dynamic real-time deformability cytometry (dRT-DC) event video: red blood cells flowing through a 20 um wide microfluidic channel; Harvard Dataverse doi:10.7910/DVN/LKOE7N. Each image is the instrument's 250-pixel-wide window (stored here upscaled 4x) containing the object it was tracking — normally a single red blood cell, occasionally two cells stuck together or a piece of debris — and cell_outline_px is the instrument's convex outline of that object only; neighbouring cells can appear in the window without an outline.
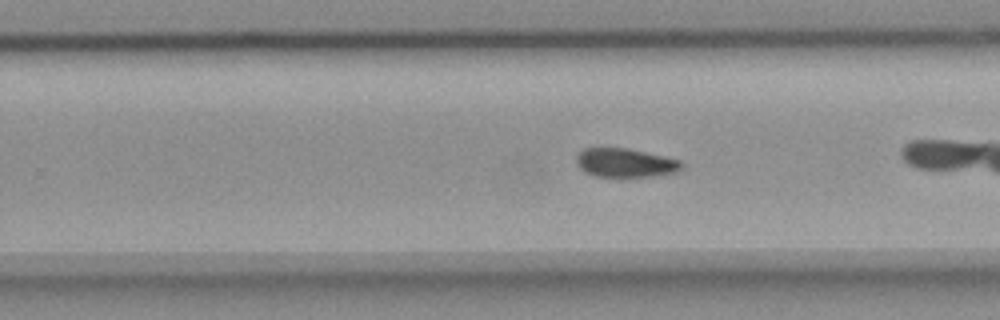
{"species": "common noctule bat (a hibernating species)", "species_latin": "Nyctalus noctula", "temperature_condition": "room temperature", "stored_images_in_passage": 53, "camera_frame_rate_fps": 3000, "um_per_image_px": 0.085, "animal": {"sex": "female", "body_mass_g": 18.4}, "frame": {"image": 1, "passage_image": 31, "time_ms": 10.0, "image_size_px": [1000, 320], "cell_outline_px": [[684, 164], [676, 172], [652, 176], [596, 176], [584, 172], [580, 168], [576, 160], [576, 156], [584, 148], [628, 148], [664, 156], [680, 160]], "centroid_in_image_um": [53.14, 13.83], "position_along_channel_um": 276.7, "area_um2": 17.51}, "authors_computed_cell_mechanics": {"area_um2": 18.6116, "velocity_mm_per_s": 3.6401, "shape_relaxation_time_tau1_ms": 9.9592, "shape_relaxation_time_tau2_ms": null, "deformation_change_tau1": 0.1312, "deformation_change_tau2": null}}